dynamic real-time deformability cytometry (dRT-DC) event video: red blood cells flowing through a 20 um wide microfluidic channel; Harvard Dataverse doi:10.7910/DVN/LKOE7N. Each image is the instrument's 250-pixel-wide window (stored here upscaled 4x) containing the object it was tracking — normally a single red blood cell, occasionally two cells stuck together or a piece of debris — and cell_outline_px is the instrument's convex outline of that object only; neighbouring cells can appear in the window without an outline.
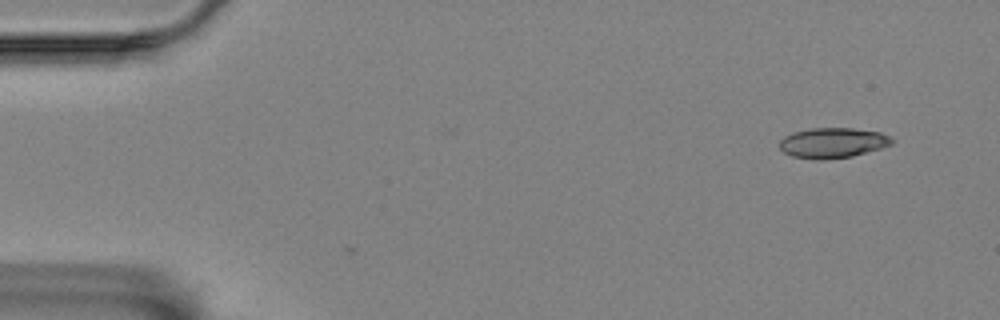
{"species": "Egyptian fruit bat (a non-hibernating species)", "species_latin": "Rousettus aegyptiacus", "temperature_condition": "room temperature", "stored_images_in_passage": 46, "camera_frame_rate_fps": 3000, "um_per_image_px": 0.085, "animal": {"sex": "female"}, "frame": {"image": 1, "passage_image": 1, "time_ms": 0.0, "image_size_px": [1000, 320], "cell_outline_px": [[896, 140], [892, 144], [880, 148], [852, 156], [824, 160], [812, 160], [792, 156], [784, 152], [780, 148], [780, 140], [784, 136], [792, 132], [812, 128], [852, 128], [880, 132], [892, 136]], "centroid_in_image_um": [70.79, 12.14], "position_along_channel_um": 14.2, "area_um2": 20.0}}
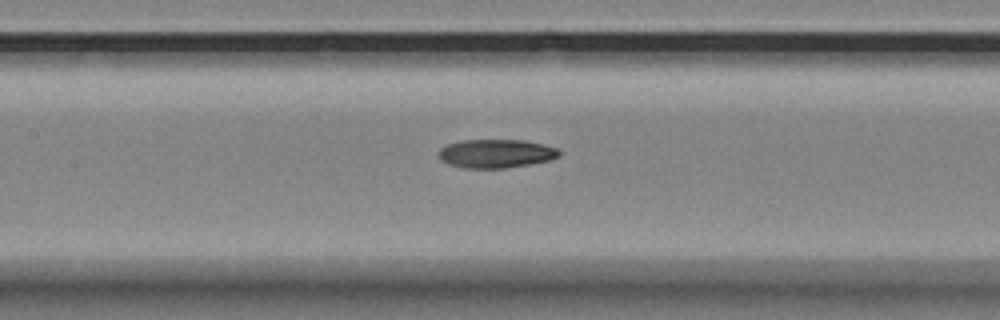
{"frame": {"image": 2, "passage_image": 23, "time_ms": 7.333, "image_size_px": [1000, 320], "cell_outline_px": [[560, 156], [548, 160], [528, 164], [504, 168], [464, 168], [448, 164], [440, 160], [436, 156], [436, 152], [440, 148], [448, 144], [460, 140], [524, 140], [544, 144], [556, 148], [560, 152]], "centroid_in_image_um": [42.09, 13.05], "position_along_channel_um": 165.3, "area_um2": 20.23}}
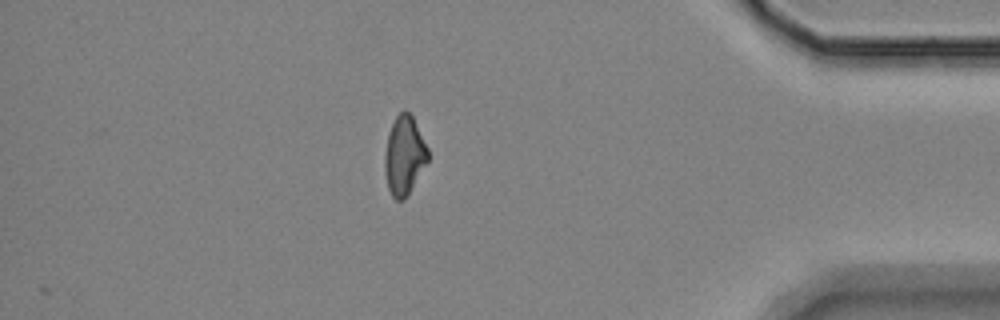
{"frame": {"image": 3, "passage_image": 46, "time_ms": 15.0, "image_size_px": [1000, 320], "cell_outline_px": [[428, 160], [408, 196], [404, 200], [396, 200], [392, 196], [388, 188], [384, 172], [384, 156], [388, 132], [396, 116], [404, 108], [412, 116], [428, 148]], "centroid_in_image_um": [34.34, 13.23], "position_along_channel_um": 400.9, "area_um2": 19.94}, "authors_computed_cell_mechanics": {"area_um2": 20.2589, "velocity_mm_per_s": 3.5349, "shape_relaxation_time_tau1_ms": 4.1841, "shape_relaxation_time_tau2_ms": 9.5038, "deformation_change_tau1": 0.1514, "deformation_change_tau2": 0.1839}}